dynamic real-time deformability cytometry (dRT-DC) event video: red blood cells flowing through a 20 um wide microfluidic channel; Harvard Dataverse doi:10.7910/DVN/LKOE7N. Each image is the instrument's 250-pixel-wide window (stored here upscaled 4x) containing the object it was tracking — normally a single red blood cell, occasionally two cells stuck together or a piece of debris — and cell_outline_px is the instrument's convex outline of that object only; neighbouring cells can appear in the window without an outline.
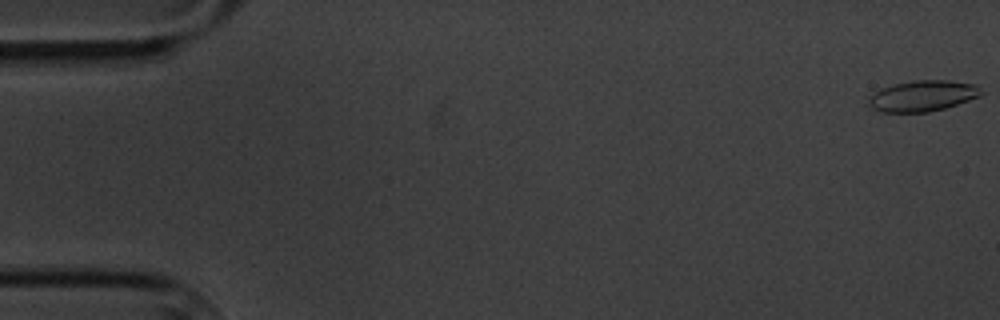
{"species": "common noctule bat (a hibernating species)", "species_latin": "Nyctalus noctula", "temperature_condition": "cold", "stored_images_in_passage": 8, "camera_frame_rate_fps": 3000, "um_per_image_px": 0.085, "animal": {"sex": "male", "body_mass_g": 20.1, "forearm_length_mm": 53.5}, "frame": {"image": 1, "passage_image": 1, "time_ms": 0.0, "image_size_px": [1000, 320], "cell_outline_px": [[984, 92], [980, 96], [944, 108], [928, 112], [880, 112], [872, 108], [868, 104], [868, 96], [880, 88], [912, 80], [948, 80], [976, 84]], "centroid_in_image_um": [78.4, 8.14], "position_along_channel_um": 6.6, "area_um2": 20.35}}
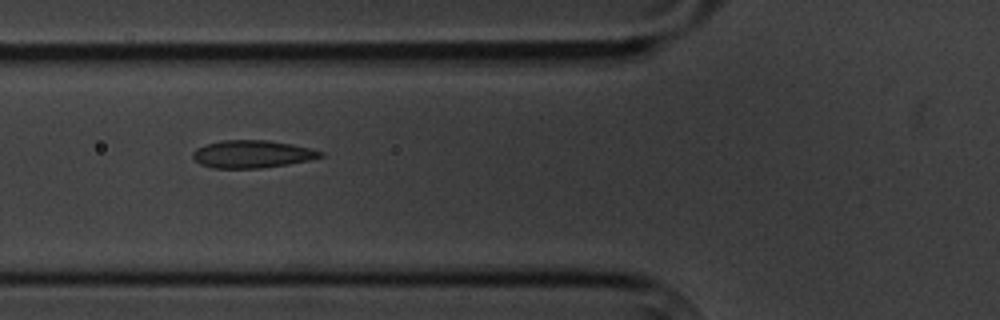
{"frame": {"image": 2, "passage_image": 7, "time_ms": 7.0, "image_size_px": [1000, 320], "cell_outline_px": [[324, 156], [308, 160], [288, 164], [260, 168], [212, 168], [200, 164], [192, 156], [192, 152], [196, 148], [204, 144], [220, 140], [268, 140], [292, 144], [312, 148], [324, 152]], "centroid_in_image_um": [21.42, 13.09], "position_along_channel_um": 104.4, "area_um2": 20.69}}
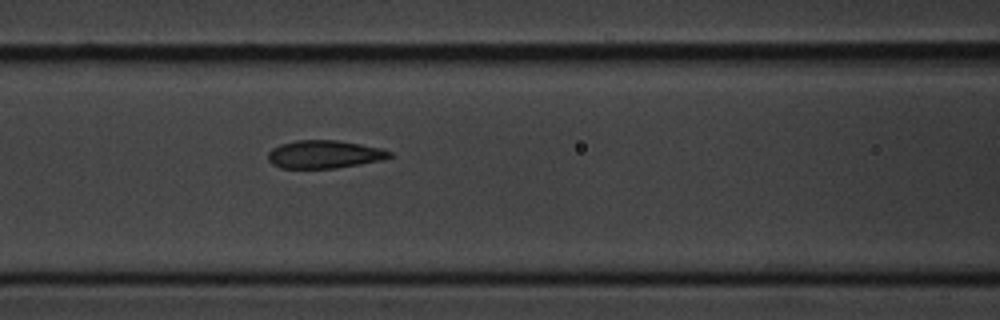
{"frame": {"image": 3, "passage_image": 8, "time_ms": 8.0, "image_size_px": [1000, 320], "cell_outline_px": [[392, 156], [384, 160], [336, 168], [280, 168], [272, 164], [268, 160], [268, 152], [272, 148], [280, 144], [296, 140], [336, 140], [360, 144], [380, 148], [392, 152]], "centroid_in_image_um": [27.56, 13.12], "position_along_channel_um": 139.0, "area_um2": 19.88}}